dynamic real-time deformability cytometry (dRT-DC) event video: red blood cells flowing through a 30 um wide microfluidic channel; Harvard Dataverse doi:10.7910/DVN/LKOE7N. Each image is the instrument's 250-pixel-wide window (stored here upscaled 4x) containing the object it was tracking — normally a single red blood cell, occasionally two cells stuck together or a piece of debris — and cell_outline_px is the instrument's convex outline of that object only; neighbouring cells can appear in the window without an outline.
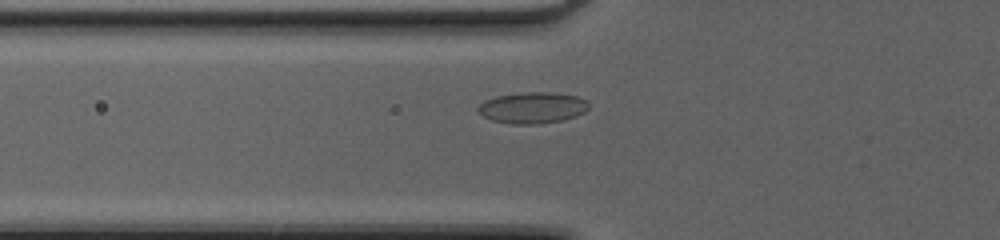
{"species": "common noctule bat (a hibernating species)", "species_latin": "Nyctalus noctula", "temperature_condition": "cold", "stored_images_in_passage": 41, "camera_frame_rate_fps": 3000, "um_per_image_px": 0.085, "animal": {"sex": "female", "body_mass_g": 20.0, "forearm_length_mm": 54.0}, "frame": {"image": 1, "passage_image": 10, "time_ms": 3.0, "image_size_px": [1000, 240], "cell_outline_px": [[588, 108], [584, 112], [576, 116], [564, 120], [540, 124], [512, 124], [492, 120], [484, 116], [476, 108], [484, 100], [496, 96], [524, 92], [552, 92], [576, 96], [584, 100], [588, 104]], "centroid_in_image_um": [45.25, 9.16], "position_along_channel_um": 80.5, "area_um2": 20.11}}
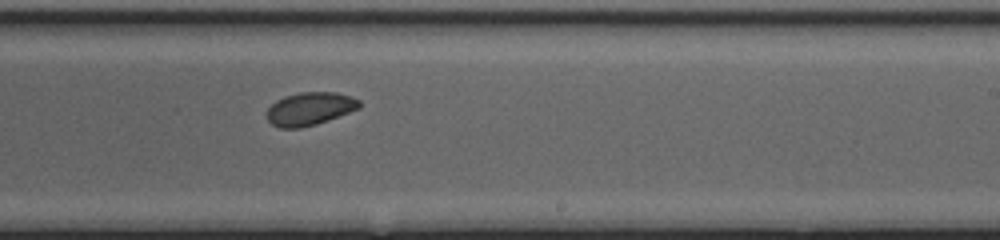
{"frame": {"image": 2, "passage_image": 23, "time_ms": 7.333, "image_size_px": [1000, 240], "cell_outline_px": [[360, 108], [328, 120], [316, 124], [300, 128], [280, 128], [272, 124], [268, 120], [268, 108], [276, 100], [284, 96], [300, 92], [336, 92], [352, 96], [360, 100]], "centroid_in_image_um": [26.35, 9.23], "position_along_channel_um": 262.6, "area_um2": 17.8}}
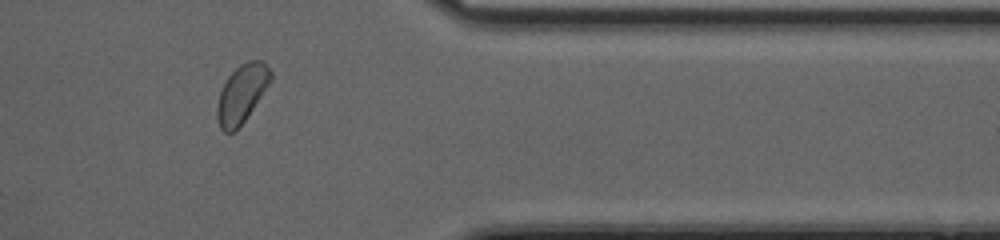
{"frame": {"image": 3, "passage_image": 33, "time_ms": 10.667, "image_size_px": [1000, 240], "cell_outline_px": [[272, 80], [244, 120], [232, 132], [224, 132], [220, 128], [216, 116], [216, 108], [220, 92], [228, 76], [240, 64], [248, 60], [260, 60], [272, 72]], "centroid_in_image_um": [20.54, 7.94], "position_along_channel_um": 390.9, "area_um2": 17.74}, "authors_computed_cell_mechanics": {"area_um2": 18.3804, "velocity_mm_per_s": 4.1877, "shape_relaxation_time_tau1_ms": 3.7558, "shape_relaxation_time_tau2_ms": 0.7704, "deformation_change_tau1": 0.0894, "deformation_change_tau2": 0.0358}}